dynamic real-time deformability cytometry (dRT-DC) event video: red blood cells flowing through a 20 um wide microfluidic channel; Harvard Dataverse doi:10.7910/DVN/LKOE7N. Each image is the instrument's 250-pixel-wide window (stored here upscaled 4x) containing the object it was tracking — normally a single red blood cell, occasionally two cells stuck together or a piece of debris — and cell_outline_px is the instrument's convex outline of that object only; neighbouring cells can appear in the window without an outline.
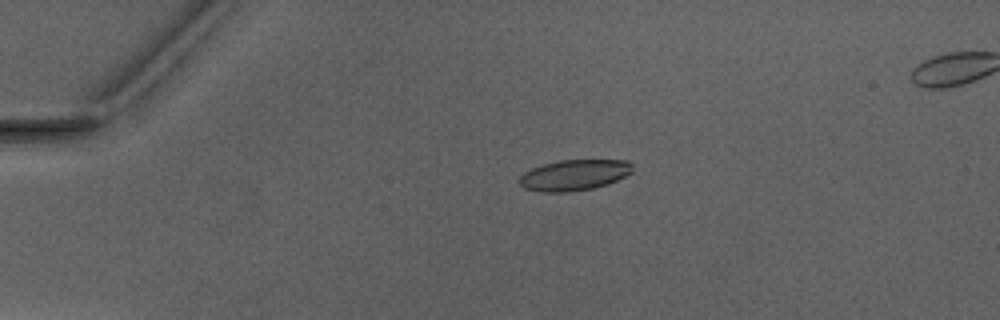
{"species": "Egyptian fruit bat (a non-hibernating species)", "species_latin": "Rousettus aegyptiacus", "temperature_condition": "warm", "stored_images_in_passage": 5, "camera_frame_rate_fps": 3000, "um_per_image_px": 0.085, "animal": {"sex": "male"}, "frame": {"image": 1, "passage_image": 3, "time_ms": 3.0, "image_size_px": [1000, 320], "cell_outline_px": [[632, 172], [616, 180], [592, 188], [568, 192], [540, 192], [524, 188], [520, 184], [520, 176], [524, 172], [532, 168], [544, 164], [560, 160], [628, 160], [632, 164]], "centroid_in_image_um": [48.79, 14.87], "position_along_channel_um": 36.2, "area_um2": 20.11}}